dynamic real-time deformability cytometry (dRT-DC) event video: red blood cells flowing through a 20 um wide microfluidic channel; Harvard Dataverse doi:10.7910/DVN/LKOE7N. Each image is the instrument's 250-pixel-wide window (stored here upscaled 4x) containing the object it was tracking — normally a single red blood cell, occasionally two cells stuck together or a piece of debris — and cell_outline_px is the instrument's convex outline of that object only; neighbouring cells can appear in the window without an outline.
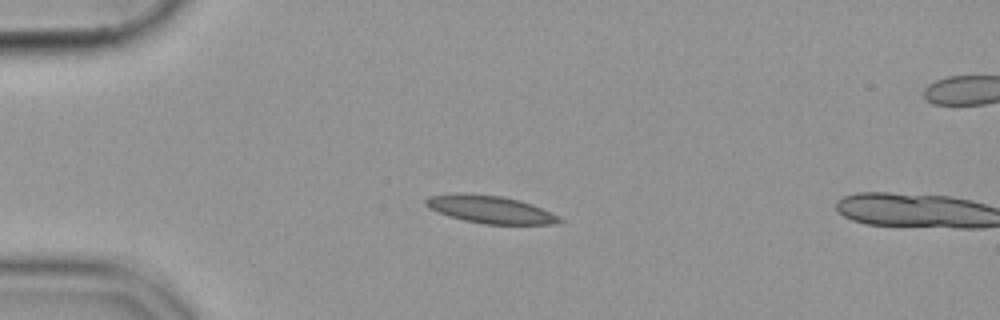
{"species": "common noctule bat (a hibernating species)", "species_latin": "Nyctalus noctula", "temperature_condition": "cold", "stored_images_in_passage": 15, "camera_frame_rate_fps": 3000, "um_per_image_px": 0.085, "animal": {"sex": "female", "body_mass_g": 19.9}, "frame": {"image": 1, "passage_image": 13, "time_ms": 4.0, "image_size_px": [1000, 320], "cell_outline_px": [[564, 220], [552, 224], [484, 224], [464, 220], [448, 216], [428, 208], [424, 204], [424, 200], [428, 196], [456, 192], [460, 192], [500, 196], [520, 200], [532, 204]], "centroid_in_image_um": [41.57, 17.78], "position_along_channel_um": 43.4, "area_um2": 21.44}}